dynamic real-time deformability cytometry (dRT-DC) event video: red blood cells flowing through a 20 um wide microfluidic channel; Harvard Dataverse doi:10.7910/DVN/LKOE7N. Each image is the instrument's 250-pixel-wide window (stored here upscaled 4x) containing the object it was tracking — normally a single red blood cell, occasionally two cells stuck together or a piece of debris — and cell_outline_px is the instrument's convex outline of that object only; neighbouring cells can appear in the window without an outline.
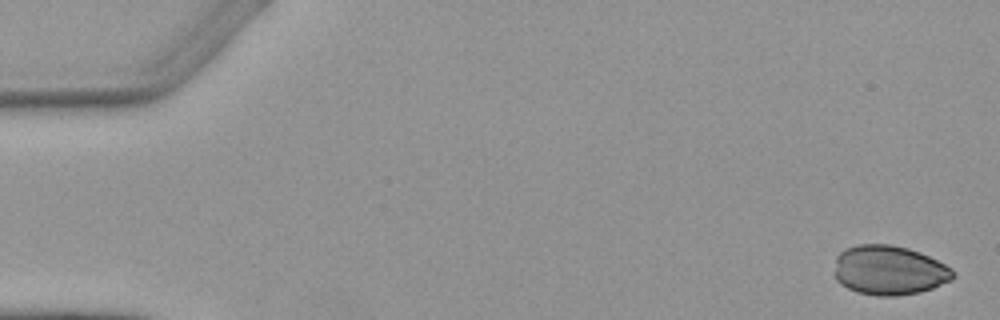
{"species": "Egyptian fruit bat (a non-hibernating species)", "species_latin": "Rousettus aegyptiacus", "temperature_condition": "warm", "stored_images_in_passage": 4, "camera_frame_rate_fps": 3000, "um_per_image_px": 0.085, "animal": {"sex": "female"}, "frame": {"image": 1, "passage_image": 1, "time_ms": 0.0, "image_size_px": [1000, 320], "cell_outline_px": [[956, 276], [952, 280], [932, 288], [920, 292], [896, 296], [880, 296], [860, 292], [848, 288], [840, 284], [836, 280], [836, 256], [844, 248], [856, 244], [892, 244], [908, 248], [920, 252], [952, 268], [956, 272]], "centroid_in_image_um": [75.6, 22.96], "position_along_channel_um": 9.4, "area_um2": 34.33}}